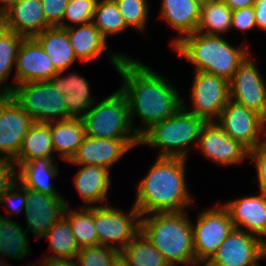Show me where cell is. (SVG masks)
I'll return each instance as SVG.
<instances>
[{"instance_id": "ab89813d", "label": "cell", "mask_w": 266, "mask_h": 266, "mask_svg": "<svg viewBox=\"0 0 266 266\" xmlns=\"http://www.w3.org/2000/svg\"><path fill=\"white\" fill-rule=\"evenodd\" d=\"M45 19L51 27L64 29L63 15L69 0H41Z\"/></svg>"}, {"instance_id": "8fae6325", "label": "cell", "mask_w": 266, "mask_h": 266, "mask_svg": "<svg viewBox=\"0 0 266 266\" xmlns=\"http://www.w3.org/2000/svg\"><path fill=\"white\" fill-rule=\"evenodd\" d=\"M216 123L230 138L240 142L249 151L266 139L261 137L264 134L263 116L231 99L226 103Z\"/></svg>"}, {"instance_id": "30bf717a", "label": "cell", "mask_w": 266, "mask_h": 266, "mask_svg": "<svg viewBox=\"0 0 266 266\" xmlns=\"http://www.w3.org/2000/svg\"><path fill=\"white\" fill-rule=\"evenodd\" d=\"M190 92L193 109L186 108L184 103L182 107L206 122L216 121L230 99L229 81L205 72H195Z\"/></svg>"}, {"instance_id": "1f68e13d", "label": "cell", "mask_w": 266, "mask_h": 266, "mask_svg": "<svg viewBox=\"0 0 266 266\" xmlns=\"http://www.w3.org/2000/svg\"><path fill=\"white\" fill-rule=\"evenodd\" d=\"M67 206L64 217L69 221L79 249L99 245L94 227V206H82L74 211Z\"/></svg>"}, {"instance_id": "7bdbcfd3", "label": "cell", "mask_w": 266, "mask_h": 266, "mask_svg": "<svg viewBox=\"0 0 266 266\" xmlns=\"http://www.w3.org/2000/svg\"><path fill=\"white\" fill-rule=\"evenodd\" d=\"M255 27L257 26L253 6L232 11L231 29L245 32Z\"/></svg>"}, {"instance_id": "8992f818", "label": "cell", "mask_w": 266, "mask_h": 266, "mask_svg": "<svg viewBox=\"0 0 266 266\" xmlns=\"http://www.w3.org/2000/svg\"><path fill=\"white\" fill-rule=\"evenodd\" d=\"M86 136L99 139H140L134 132L129 105L118 89L95 104L82 117Z\"/></svg>"}, {"instance_id": "ba28073f", "label": "cell", "mask_w": 266, "mask_h": 266, "mask_svg": "<svg viewBox=\"0 0 266 266\" xmlns=\"http://www.w3.org/2000/svg\"><path fill=\"white\" fill-rule=\"evenodd\" d=\"M109 205H94V227L99 245L121 251L140 232L141 214L134 205L128 214Z\"/></svg>"}, {"instance_id": "5b68a950", "label": "cell", "mask_w": 266, "mask_h": 266, "mask_svg": "<svg viewBox=\"0 0 266 266\" xmlns=\"http://www.w3.org/2000/svg\"><path fill=\"white\" fill-rule=\"evenodd\" d=\"M206 121L181 107L169 118L158 122L141 137V145L160 148L158 157L187 159L189 144L198 143Z\"/></svg>"}, {"instance_id": "d4e9b609", "label": "cell", "mask_w": 266, "mask_h": 266, "mask_svg": "<svg viewBox=\"0 0 266 266\" xmlns=\"http://www.w3.org/2000/svg\"><path fill=\"white\" fill-rule=\"evenodd\" d=\"M75 175L74 185L78 193L88 203L87 207L97 202L108 204V188L111 186L110 170L101 166L81 165Z\"/></svg>"}, {"instance_id": "f546056e", "label": "cell", "mask_w": 266, "mask_h": 266, "mask_svg": "<svg viewBox=\"0 0 266 266\" xmlns=\"http://www.w3.org/2000/svg\"><path fill=\"white\" fill-rule=\"evenodd\" d=\"M49 242L53 256L42 258V260H75L79 248L69 221L63 216L57 221L43 237Z\"/></svg>"}, {"instance_id": "44dd1931", "label": "cell", "mask_w": 266, "mask_h": 266, "mask_svg": "<svg viewBox=\"0 0 266 266\" xmlns=\"http://www.w3.org/2000/svg\"><path fill=\"white\" fill-rule=\"evenodd\" d=\"M62 73L55 74L48 82L52 86H57L64 95L67 113L72 118H82L96 102L90 95L89 83L77 74L63 77Z\"/></svg>"}, {"instance_id": "836d02e7", "label": "cell", "mask_w": 266, "mask_h": 266, "mask_svg": "<svg viewBox=\"0 0 266 266\" xmlns=\"http://www.w3.org/2000/svg\"><path fill=\"white\" fill-rule=\"evenodd\" d=\"M24 38L22 35L5 28L0 31V85L3 87L0 93L9 94L14 88L13 84L6 86L3 83L8 79L13 66L16 65L18 50Z\"/></svg>"}, {"instance_id": "7402d4cb", "label": "cell", "mask_w": 266, "mask_h": 266, "mask_svg": "<svg viewBox=\"0 0 266 266\" xmlns=\"http://www.w3.org/2000/svg\"><path fill=\"white\" fill-rule=\"evenodd\" d=\"M161 5V18L180 33V37L172 39V47L182 37L196 32L202 6L200 0H162Z\"/></svg>"}, {"instance_id": "f6af8a7d", "label": "cell", "mask_w": 266, "mask_h": 266, "mask_svg": "<svg viewBox=\"0 0 266 266\" xmlns=\"http://www.w3.org/2000/svg\"><path fill=\"white\" fill-rule=\"evenodd\" d=\"M232 10H238L244 7L254 6L257 0H223Z\"/></svg>"}, {"instance_id": "277c9868", "label": "cell", "mask_w": 266, "mask_h": 266, "mask_svg": "<svg viewBox=\"0 0 266 266\" xmlns=\"http://www.w3.org/2000/svg\"><path fill=\"white\" fill-rule=\"evenodd\" d=\"M173 49L194 64L195 72H205L228 81L250 54L248 46L235 48L222 36H210L197 31L182 37Z\"/></svg>"}, {"instance_id": "6da1fadb", "label": "cell", "mask_w": 266, "mask_h": 266, "mask_svg": "<svg viewBox=\"0 0 266 266\" xmlns=\"http://www.w3.org/2000/svg\"><path fill=\"white\" fill-rule=\"evenodd\" d=\"M110 59L123 78V85L119 89L128 101L132 128L135 115L141 118L145 126L133 128L139 138L153 125L169 118L182 107L183 100L177 89L152 68L123 54L114 53Z\"/></svg>"}, {"instance_id": "b9f144b4", "label": "cell", "mask_w": 266, "mask_h": 266, "mask_svg": "<svg viewBox=\"0 0 266 266\" xmlns=\"http://www.w3.org/2000/svg\"><path fill=\"white\" fill-rule=\"evenodd\" d=\"M17 165L7 159H0V199L18 182Z\"/></svg>"}, {"instance_id": "d6a6232c", "label": "cell", "mask_w": 266, "mask_h": 266, "mask_svg": "<svg viewBox=\"0 0 266 266\" xmlns=\"http://www.w3.org/2000/svg\"><path fill=\"white\" fill-rule=\"evenodd\" d=\"M120 253L131 266H170L164 256L141 231Z\"/></svg>"}, {"instance_id": "3957f363", "label": "cell", "mask_w": 266, "mask_h": 266, "mask_svg": "<svg viewBox=\"0 0 266 266\" xmlns=\"http://www.w3.org/2000/svg\"><path fill=\"white\" fill-rule=\"evenodd\" d=\"M140 231L164 256L170 266H199L193 245L192 222L185 211L141 216Z\"/></svg>"}, {"instance_id": "7dc6e473", "label": "cell", "mask_w": 266, "mask_h": 266, "mask_svg": "<svg viewBox=\"0 0 266 266\" xmlns=\"http://www.w3.org/2000/svg\"><path fill=\"white\" fill-rule=\"evenodd\" d=\"M113 266H131L127 259L119 253L116 258Z\"/></svg>"}, {"instance_id": "e0dca14e", "label": "cell", "mask_w": 266, "mask_h": 266, "mask_svg": "<svg viewBox=\"0 0 266 266\" xmlns=\"http://www.w3.org/2000/svg\"><path fill=\"white\" fill-rule=\"evenodd\" d=\"M140 139H99L85 136L72 158L74 165H94L110 169L131 148L139 145Z\"/></svg>"}, {"instance_id": "681fc988", "label": "cell", "mask_w": 266, "mask_h": 266, "mask_svg": "<svg viewBox=\"0 0 266 266\" xmlns=\"http://www.w3.org/2000/svg\"><path fill=\"white\" fill-rule=\"evenodd\" d=\"M5 262H7V261H1L0 260V266H10V265H8V264H6ZM40 266H43V263L41 262L40 264H39ZM39 265H37V263H35V264H31V266H39ZM27 266V265H26ZM28 266H30V265H28Z\"/></svg>"}, {"instance_id": "7c38bea8", "label": "cell", "mask_w": 266, "mask_h": 266, "mask_svg": "<svg viewBox=\"0 0 266 266\" xmlns=\"http://www.w3.org/2000/svg\"><path fill=\"white\" fill-rule=\"evenodd\" d=\"M266 257V239L234 229L221 243L205 266H259Z\"/></svg>"}, {"instance_id": "60d3db41", "label": "cell", "mask_w": 266, "mask_h": 266, "mask_svg": "<svg viewBox=\"0 0 266 266\" xmlns=\"http://www.w3.org/2000/svg\"><path fill=\"white\" fill-rule=\"evenodd\" d=\"M249 159L254 162L261 193L266 194V139L249 151Z\"/></svg>"}, {"instance_id": "f5cc1de1", "label": "cell", "mask_w": 266, "mask_h": 266, "mask_svg": "<svg viewBox=\"0 0 266 266\" xmlns=\"http://www.w3.org/2000/svg\"><path fill=\"white\" fill-rule=\"evenodd\" d=\"M6 93H0V101L6 96Z\"/></svg>"}, {"instance_id": "d590c367", "label": "cell", "mask_w": 266, "mask_h": 266, "mask_svg": "<svg viewBox=\"0 0 266 266\" xmlns=\"http://www.w3.org/2000/svg\"><path fill=\"white\" fill-rule=\"evenodd\" d=\"M126 26L145 31L149 12L147 0H115Z\"/></svg>"}, {"instance_id": "ee69618b", "label": "cell", "mask_w": 266, "mask_h": 266, "mask_svg": "<svg viewBox=\"0 0 266 266\" xmlns=\"http://www.w3.org/2000/svg\"><path fill=\"white\" fill-rule=\"evenodd\" d=\"M253 7L257 28L266 31V0H257Z\"/></svg>"}, {"instance_id": "f35d334b", "label": "cell", "mask_w": 266, "mask_h": 266, "mask_svg": "<svg viewBox=\"0 0 266 266\" xmlns=\"http://www.w3.org/2000/svg\"><path fill=\"white\" fill-rule=\"evenodd\" d=\"M1 203H7L4 207L10 214H18L22 209L25 211L27 206L26 188L17 182L8 192L1 196Z\"/></svg>"}, {"instance_id": "cb8c5ba5", "label": "cell", "mask_w": 266, "mask_h": 266, "mask_svg": "<svg viewBox=\"0 0 266 266\" xmlns=\"http://www.w3.org/2000/svg\"><path fill=\"white\" fill-rule=\"evenodd\" d=\"M64 29L76 58L82 62L98 61L99 56L108 50L106 38L92 22L78 28L64 23Z\"/></svg>"}, {"instance_id": "9c48e42d", "label": "cell", "mask_w": 266, "mask_h": 266, "mask_svg": "<svg viewBox=\"0 0 266 266\" xmlns=\"http://www.w3.org/2000/svg\"><path fill=\"white\" fill-rule=\"evenodd\" d=\"M219 204L201 211L196 225L192 223L194 251L200 264H205L235 229L228 211Z\"/></svg>"}, {"instance_id": "e575fe53", "label": "cell", "mask_w": 266, "mask_h": 266, "mask_svg": "<svg viewBox=\"0 0 266 266\" xmlns=\"http://www.w3.org/2000/svg\"><path fill=\"white\" fill-rule=\"evenodd\" d=\"M92 23L105 38L128 29L115 0H98Z\"/></svg>"}, {"instance_id": "52a82bcc", "label": "cell", "mask_w": 266, "mask_h": 266, "mask_svg": "<svg viewBox=\"0 0 266 266\" xmlns=\"http://www.w3.org/2000/svg\"><path fill=\"white\" fill-rule=\"evenodd\" d=\"M36 122H53L72 118L64 104V95L48 81L14 86L9 93Z\"/></svg>"}, {"instance_id": "9a60e30c", "label": "cell", "mask_w": 266, "mask_h": 266, "mask_svg": "<svg viewBox=\"0 0 266 266\" xmlns=\"http://www.w3.org/2000/svg\"><path fill=\"white\" fill-rule=\"evenodd\" d=\"M26 230L36 237H44L59 221L69 203L63 196H52L26 188Z\"/></svg>"}, {"instance_id": "bcb514c9", "label": "cell", "mask_w": 266, "mask_h": 266, "mask_svg": "<svg viewBox=\"0 0 266 266\" xmlns=\"http://www.w3.org/2000/svg\"><path fill=\"white\" fill-rule=\"evenodd\" d=\"M43 266H77L75 260H42Z\"/></svg>"}, {"instance_id": "ffe728a7", "label": "cell", "mask_w": 266, "mask_h": 266, "mask_svg": "<svg viewBox=\"0 0 266 266\" xmlns=\"http://www.w3.org/2000/svg\"><path fill=\"white\" fill-rule=\"evenodd\" d=\"M50 27L41 0H15L4 11V28L25 38L35 37Z\"/></svg>"}, {"instance_id": "4dcf8cb0", "label": "cell", "mask_w": 266, "mask_h": 266, "mask_svg": "<svg viewBox=\"0 0 266 266\" xmlns=\"http://www.w3.org/2000/svg\"><path fill=\"white\" fill-rule=\"evenodd\" d=\"M26 232L28 231L17 222L0 215V253L3 254L2 256L19 259V261L29 256L31 251Z\"/></svg>"}, {"instance_id": "816d5d0a", "label": "cell", "mask_w": 266, "mask_h": 266, "mask_svg": "<svg viewBox=\"0 0 266 266\" xmlns=\"http://www.w3.org/2000/svg\"><path fill=\"white\" fill-rule=\"evenodd\" d=\"M263 119H264V135L266 138V115L263 117Z\"/></svg>"}, {"instance_id": "603a6c76", "label": "cell", "mask_w": 266, "mask_h": 266, "mask_svg": "<svg viewBox=\"0 0 266 266\" xmlns=\"http://www.w3.org/2000/svg\"><path fill=\"white\" fill-rule=\"evenodd\" d=\"M54 157L35 158L26 163H15L18 166V182L25 188L46 193L52 196H62L52 185L58 174V166Z\"/></svg>"}, {"instance_id": "f1b7e54d", "label": "cell", "mask_w": 266, "mask_h": 266, "mask_svg": "<svg viewBox=\"0 0 266 266\" xmlns=\"http://www.w3.org/2000/svg\"><path fill=\"white\" fill-rule=\"evenodd\" d=\"M232 10L223 0L202 2L197 32L210 36H221L231 30Z\"/></svg>"}, {"instance_id": "5bb4252c", "label": "cell", "mask_w": 266, "mask_h": 266, "mask_svg": "<svg viewBox=\"0 0 266 266\" xmlns=\"http://www.w3.org/2000/svg\"><path fill=\"white\" fill-rule=\"evenodd\" d=\"M34 120L7 94L0 101V159L14 161Z\"/></svg>"}, {"instance_id": "c3c4849f", "label": "cell", "mask_w": 266, "mask_h": 266, "mask_svg": "<svg viewBox=\"0 0 266 266\" xmlns=\"http://www.w3.org/2000/svg\"><path fill=\"white\" fill-rule=\"evenodd\" d=\"M15 2V0H0V3L3 4L0 6V8L5 11L6 9H8L13 3Z\"/></svg>"}, {"instance_id": "f907efd6", "label": "cell", "mask_w": 266, "mask_h": 266, "mask_svg": "<svg viewBox=\"0 0 266 266\" xmlns=\"http://www.w3.org/2000/svg\"><path fill=\"white\" fill-rule=\"evenodd\" d=\"M0 26H4V11L0 8Z\"/></svg>"}, {"instance_id": "83f0119b", "label": "cell", "mask_w": 266, "mask_h": 266, "mask_svg": "<svg viewBox=\"0 0 266 266\" xmlns=\"http://www.w3.org/2000/svg\"><path fill=\"white\" fill-rule=\"evenodd\" d=\"M53 144L50 132V122H36L31 125L25 135L21 148L14 163H26L35 158L52 156Z\"/></svg>"}, {"instance_id": "4316f807", "label": "cell", "mask_w": 266, "mask_h": 266, "mask_svg": "<svg viewBox=\"0 0 266 266\" xmlns=\"http://www.w3.org/2000/svg\"><path fill=\"white\" fill-rule=\"evenodd\" d=\"M34 38L49 56L58 73L64 72L78 60L65 29L50 27L37 34Z\"/></svg>"}, {"instance_id": "2e32d148", "label": "cell", "mask_w": 266, "mask_h": 266, "mask_svg": "<svg viewBox=\"0 0 266 266\" xmlns=\"http://www.w3.org/2000/svg\"><path fill=\"white\" fill-rule=\"evenodd\" d=\"M196 144L205 157L223 166L240 164L249 157V150L230 138L216 121L204 124Z\"/></svg>"}, {"instance_id": "d6986e66", "label": "cell", "mask_w": 266, "mask_h": 266, "mask_svg": "<svg viewBox=\"0 0 266 266\" xmlns=\"http://www.w3.org/2000/svg\"><path fill=\"white\" fill-rule=\"evenodd\" d=\"M222 206L228 211L235 229L249 231V234L262 240L261 236L266 237V194L260 192L259 195L245 196Z\"/></svg>"}, {"instance_id": "484cf974", "label": "cell", "mask_w": 266, "mask_h": 266, "mask_svg": "<svg viewBox=\"0 0 266 266\" xmlns=\"http://www.w3.org/2000/svg\"><path fill=\"white\" fill-rule=\"evenodd\" d=\"M53 150L61 159L69 161L82 144L86 132L82 118L50 122Z\"/></svg>"}, {"instance_id": "4fadbf2b", "label": "cell", "mask_w": 266, "mask_h": 266, "mask_svg": "<svg viewBox=\"0 0 266 266\" xmlns=\"http://www.w3.org/2000/svg\"><path fill=\"white\" fill-rule=\"evenodd\" d=\"M249 54L229 80L230 99L266 115V84Z\"/></svg>"}, {"instance_id": "8d00e7d4", "label": "cell", "mask_w": 266, "mask_h": 266, "mask_svg": "<svg viewBox=\"0 0 266 266\" xmlns=\"http://www.w3.org/2000/svg\"><path fill=\"white\" fill-rule=\"evenodd\" d=\"M120 251L108 246H91L79 250L76 256L77 266H113Z\"/></svg>"}, {"instance_id": "ac0fdd59", "label": "cell", "mask_w": 266, "mask_h": 266, "mask_svg": "<svg viewBox=\"0 0 266 266\" xmlns=\"http://www.w3.org/2000/svg\"><path fill=\"white\" fill-rule=\"evenodd\" d=\"M14 86L24 83L49 81L58 72L39 42L24 38L16 58Z\"/></svg>"}, {"instance_id": "74e56055", "label": "cell", "mask_w": 266, "mask_h": 266, "mask_svg": "<svg viewBox=\"0 0 266 266\" xmlns=\"http://www.w3.org/2000/svg\"><path fill=\"white\" fill-rule=\"evenodd\" d=\"M98 0H69L65 9L63 20L67 19L75 24L91 23Z\"/></svg>"}, {"instance_id": "7a4b0ae2", "label": "cell", "mask_w": 266, "mask_h": 266, "mask_svg": "<svg viewBox=\"0 0 266 266\" xmlns=\"http://www.w3.org/2000/svg\"><path fill=\"white\" fill-rule=\"evenodd\" d=\"M184 158L157 157L146 176L137 184L135 208L141 216L182 212L194 206L185 180Z\"/></svg>"}]
</instances>
